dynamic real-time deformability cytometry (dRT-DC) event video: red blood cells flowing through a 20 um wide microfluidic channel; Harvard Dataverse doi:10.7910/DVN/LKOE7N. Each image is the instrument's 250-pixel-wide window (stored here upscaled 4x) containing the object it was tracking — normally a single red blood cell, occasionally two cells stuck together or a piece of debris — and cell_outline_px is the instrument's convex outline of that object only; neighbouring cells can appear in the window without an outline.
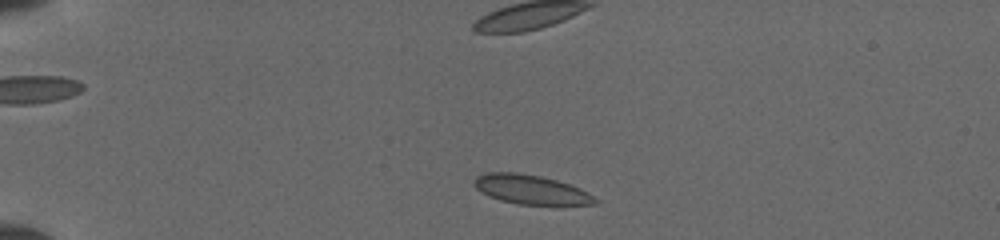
{"species": "common noctule bat (a hibernating species)", "species_latin": "Nyctalus noctula", "temperature_condition": "cold", "stored_images_in_passage": 28, "camera_frame_rate_fps": 3000, "um_per_image_px": 0.085, "animal": {"sex": "female", "body_mass_g": 19.5, "forearm_length_mm": 54.1}, "frame": {"image": 1, "passage_image": 1, "time_ms": 0.0, "image_size_px": [1000, 240], "cell_outline_px": [[600, 200], [596, 204], [520, 204], [500, 200], [488, 196], [476, 188], [472, 184], [472, 180], [476, 176], [484, 172], [516, 172], [540, 176], [556, 180], [580, 188], [588, 192]], "centroid_in_image_um": [45.09, 16.1], "position_along_channel_um": 39.9, "area_um2": 20.63}}